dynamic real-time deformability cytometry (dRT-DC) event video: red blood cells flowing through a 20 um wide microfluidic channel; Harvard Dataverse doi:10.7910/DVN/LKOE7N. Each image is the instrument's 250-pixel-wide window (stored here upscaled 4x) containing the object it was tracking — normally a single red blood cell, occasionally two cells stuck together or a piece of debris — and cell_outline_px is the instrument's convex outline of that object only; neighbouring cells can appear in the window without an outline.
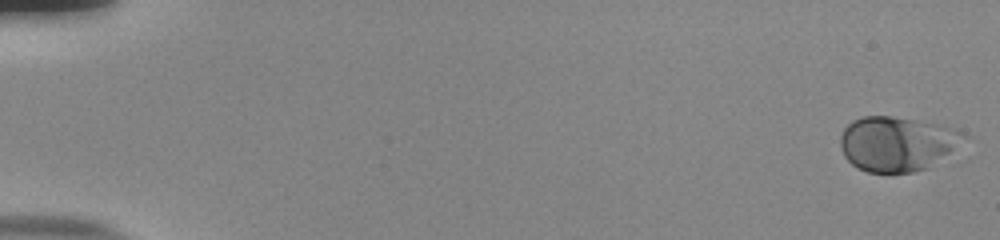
{"species": "human", "species_latin": "Homo sapiens", "temperature_condition": "room temperature", "stored_images_in_passage": 55, "camera_frame_rate_fps": 3000, "um_per_image_px": 0.085, "donor": {"sex": "male"}, "frame": {"image": 1, "passage_image": 1, "time_ms": 0.0, "image_size_px": [1000, 240], "cell_outline_px": [[968, 136], [928, 168], [912, 172], [868, 172], [856, 168], [844, 156], [840, 148], [840, 136], [844, 128], [852, 120], [864, 116], [892, 116], [936, 124], [952, 128]], "centroid_in_image_um": [76.16, 12.21], "position_along_channel_um": 8.8, "area_um2": 38.78}}
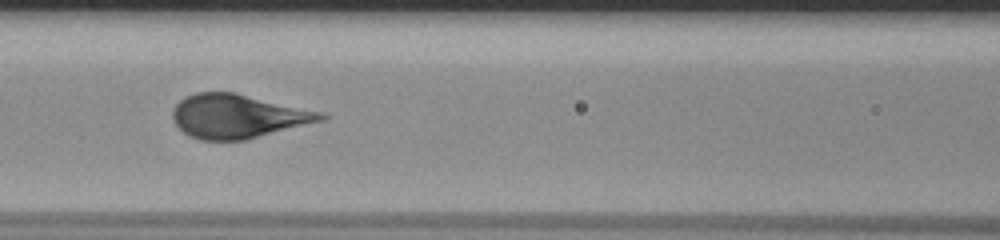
{"frame": {"image": 2, "passage_image": 26, "time_ms": 8.333, "image_size_px": [1000, 240], "cell_outline_px": [[328, 116], [324, 120], [244, 140], [200, 140], [188, 136], [172, 120], [172, 108], [184, 96], [196, 92], [232, 92], [324, 112]], "centroid_in_image_um": [20.18, 9.88], "position_along_channel_um": 146.4, "area_um2": 37.8}}
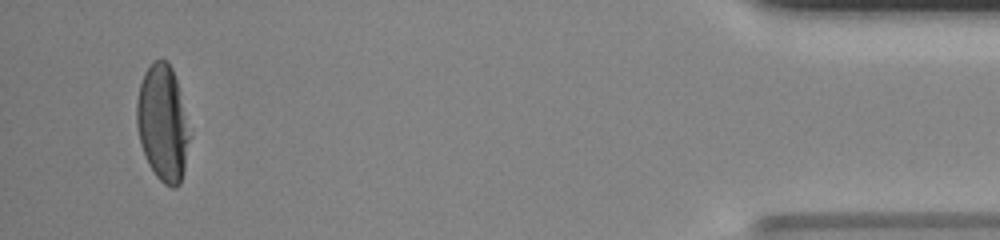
{"frame": {"image": 3, "passage_image": 53, "time_ms": 17.333, "image_size_px": [1000, 240], "cell_outline_px": [[188, 140], [184, 172], [180, 184], [176, 188], [172, 188], [164, 184], [156, 176], [148, 164], [140, 144], [136, 124], [136, 100], [140, 84], [144, 72], [156, 60], [168, 60], [172, 68], [176, 80], [184, 116], [188, 136]], "centroid_in_image_um": [13.78, 10.5], "position_along_channel_um": 421.4, "area_um2": 35.08}}